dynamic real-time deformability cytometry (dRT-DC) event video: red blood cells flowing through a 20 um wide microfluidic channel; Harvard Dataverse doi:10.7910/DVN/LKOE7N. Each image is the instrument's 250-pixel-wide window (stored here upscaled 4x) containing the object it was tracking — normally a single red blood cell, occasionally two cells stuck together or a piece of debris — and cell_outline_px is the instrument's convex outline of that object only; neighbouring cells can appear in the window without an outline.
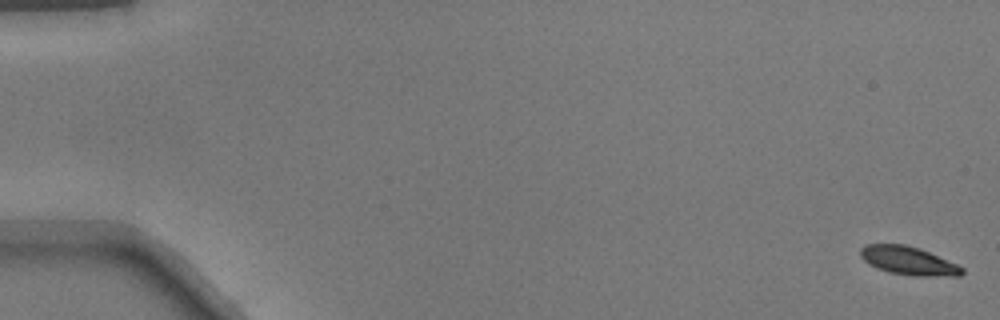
{"species": "common noctule bat (a hibernating species)", "species_latin": "Nyctalus noctula", "temperature_condition": "warm", "stored_images_in_passage": 21, "camera_frame_rate_fps": 3000, "um_per_image_px": 0.085, "animal": {"sex": "male", "body_mass_g": 17.9}, "frame": {"image": 1, "passage_image": 1, "time_ms": 0.0, "image_size_px": [1000, 320], "cell_outline_px": [[964, 272], [960, 276], [916, 276], [888, 272], [876, 268], [868, 264], [860, 256], [860, 248], [868, 244], [904, 244], [920, 248], [956, 264], [964, 268]], "centroid_in_image_um": [77.2, 22.16], "position_along_channel_um": 7.8, "area_um2": 16.82}}
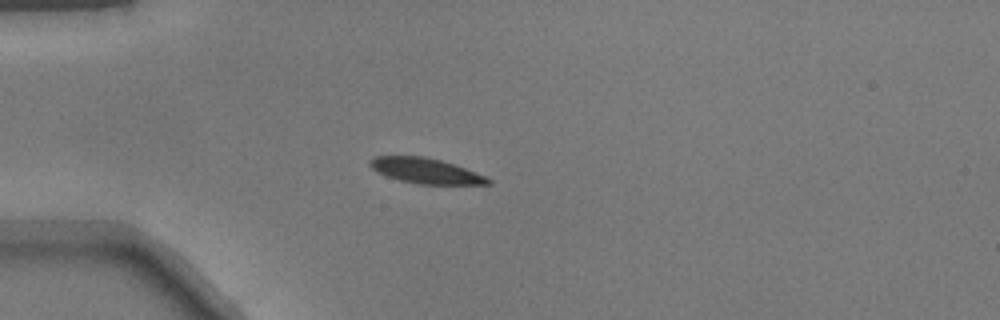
{"frame": {"image": 2, "passage_image": 15, "time_ms": 4.667, "image_size_px": [1000, 320], "cell_outline_px": [[492, 184], [420, 184], [400, 180], [388, 176], [372, 168], [368, 164], [368, 160], [376, 156], [424, 156], [440, 160], [464, 168], [484, 176], [492, 180]], "centroid_in_image_um": [36.16, 14.51], "position_along_channel_um": 48.8, "area_um2": 17.05}}
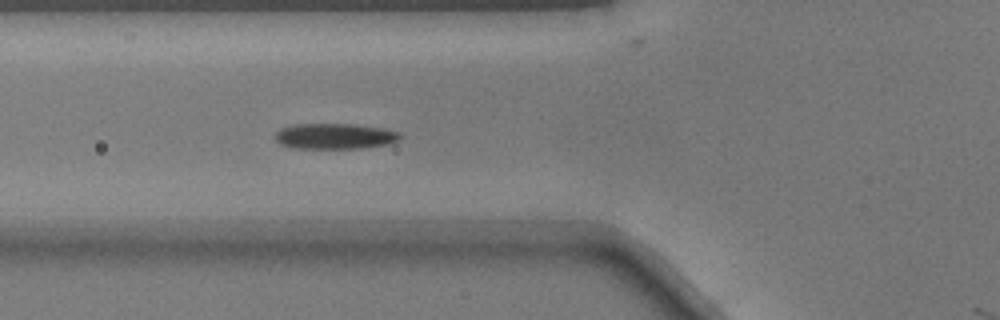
{"frame": {"image": 3, "passage_image": 20, "time_ms": 6.333, "image_size_px": [1000, 320], "cell_outline_px": [[404, 136], [388, 144], [360, 148], [292, 148], [280, 144], [276, 140], [276, 132], [280, 128], [296, 124], [352, 124], [384, 128], [400, 132]], "centroid_in_image_um": [28.47, 11.57], "position_along_channel_um": 97.3, "area_um2": 18.67}}